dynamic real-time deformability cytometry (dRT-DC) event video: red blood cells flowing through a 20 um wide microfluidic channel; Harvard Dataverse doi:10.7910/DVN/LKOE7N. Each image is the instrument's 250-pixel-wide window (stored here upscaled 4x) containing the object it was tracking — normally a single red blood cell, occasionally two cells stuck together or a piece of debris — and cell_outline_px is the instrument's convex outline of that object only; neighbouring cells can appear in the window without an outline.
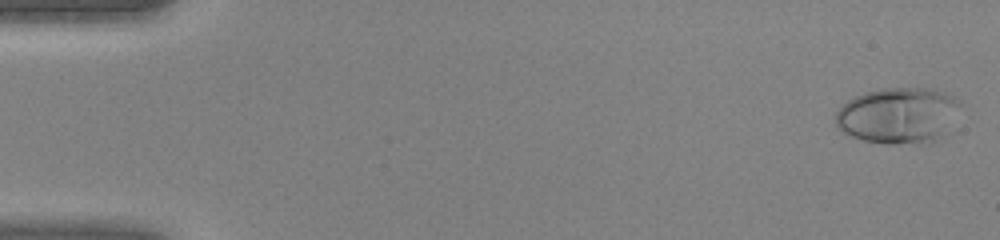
{"species": "human", "species_latin": "Homo sapiens", "temperature_condition": "warm", "stored_images_in_passage": 45, "camera_frame_rate_fps": 3000, "um_per_image_px": 0.085, "donor": {"sex": "female"}, "frame": {"image": 1, "passage_image": 1, "time_ms": 0.0, "image_size_px": [1000, 240], "cell_outline_px": [[960, 104], [932, 144], [888, 144], [864, 140], [852, 136], [844, 132], [836, 124], [836, 112], [848, 100], [864, 92], [880, 88], [932, 88], [944, 92], [960, 100]], "centroid_in_image_um": [76.28, 9.8], "position_along_channel_um": 8.7, "area_um2": 39.94}}
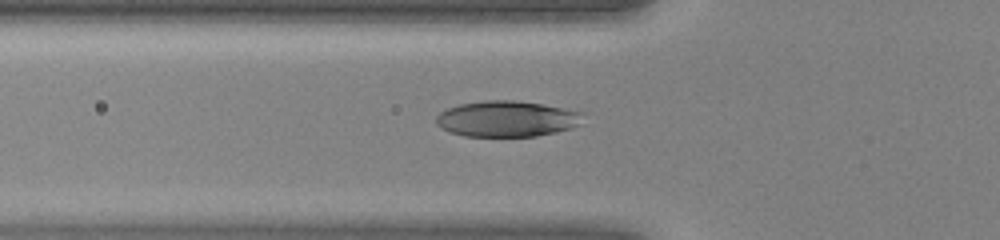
{"frame": {"image": 2, "passage_image": 16, "time_ms": 5.0, "image_size_px": [1000, 240], "cell_outline_px": [[584, 124], [572, 128], [556, 132], [536, 136], [464, 136], [448, 132], [440, 128], [436, 124], [436, 116], [440, 112], [448, 108], [460, 104], [484, 100], [516, 100], [540, 104], [584, 112]], "centroid_in_image_um": [43.11, 10.1], "position_along_channel_um": 82.7, "area_um2": 31.04}}
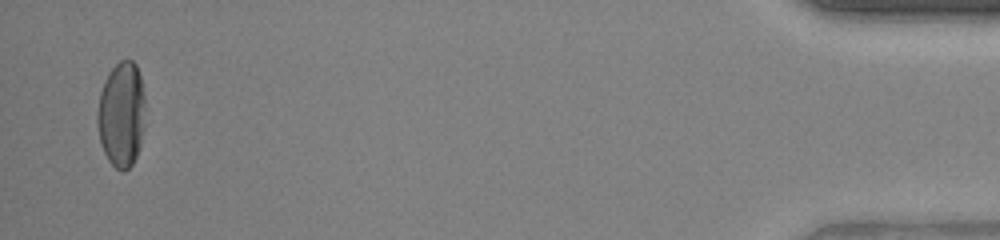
{"frame": {"image": 3, "passage_image": 44, "time_ms": 14.333, "image_size_px": [1000, 240], "cell_outline_px": [[144, 128], [140, 148], [132, 164], [124, 172], [120, 172], [108, 160], [100, 144], [96, 120], [96, 112], [100, 92], [104, 80], [112, 68], [120, 60], [132, 60], [136, 64], [140, 76], [144, 96]], "centroid_in_image_um": [10.31, 9.75], "position_along_channel_um": 424.9, "area_um2": 29.77}}